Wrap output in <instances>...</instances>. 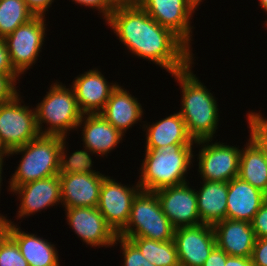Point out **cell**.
<instances>
[{
	"label": "cell",
	"mask_w": 267,
	"mask_h": 266,
	"mask_svg": "<svg viewBox=\"0 0 267 266\" xmlns=\"http://www.w3.org/2000/svg\"><path fill=\"white\" fill-rule=\"evenodd\" d=\"M0 266H29L16 241L9 234L0 242Z\"/></svg>",
	"instance_id": "f1b7e54d"
},
{
	"label": "cell",
	"mask_w": 267,
	"mask_h": 266,
	"mask_svg": "<svg viewBox=\"0 0 267 266\" xmlns=\"http://www.w3.org/2000/svg\"><path fill=\"white\" fill-rule=\"evenodd\" d=\"M45 16H35L5 38L10 62L21 76L38 60L45 42Z\"/></svg>",
	"instance_id": "ba28073f"
},
{
	"label": "cell",
	"mask_w": 267,
	"mask_h": 266,
	"mask_svg": "<svg viewBox=\"0 0 267 266\" xmlns=\"http://www.w3.org/2000/svg\"><path fill=\"white\" fill-rule=\"evenodd\" d=\"M8 234L16 241L29 266H60L57 248L47 239L29 234L9 220Z\"/></svg>",
	"instance_id": "7402d4cb"
},
{
	"label": "cell",
	"mask_w": 267,
	"mask_h": 266,
	"mask_svg": "<svg viewBox=\"0 0 267 266\" xmlns=\"http://www.w3.org/2000/svg\"><path fill=\"white\" fill-rule=\"evenodd\" d=\"M104 174H59L61 204L65 208L97 207Z\"/></svg>",
	"instance_id": "e0dca14e"
},
{
	"label": "cell",
	"mask_w": 267,
	"mask_h": 266,
	"mask_svg": "<svg viewBox=\"0 0 267 266\" xmlns=\"http://www.w3.org/2000/svg\"><path fill=\"white\" fill-rule=\"evenodd\" d=\"M19 77V74H0V103L10 101L19 94L16 89V81H19Z\"/></svg>",
	"instance_id": "1f68e13d"
},
{
	"label": "cell",
	"mask_w": 267,
	"mask_h": 266,
	"mask_svg": "<svg viewBox=\"0 0 267 266\" xmlns=\"http://www.w3.org/2000/svg\"><path fill=\"white\" fill-rule=\"evenodd\" d=\"M3 163H4V159H0V190H1V186H2V184H1V182H2V171H3ZM0 216H1V213H0Z\"/></svg>",
	"instance_id": "ee69618b"
},
{
	"label": "cell",
	"mask_w": 267,
	"mask_h": 266,
	"mask_svg": "<svg viewBox=\"0 0 267 266\" xmlns=\"http://www.w3.org/2000/svg\"><path fill=\"white\" fill-rule=\"evenodd\" d=\"M78 3L82 6H87L92 9H97L101 14L105 22L110 18L114 9L107 3V0H72V2Z\"/></svg>",
	"instance_id": "e575fe53"
},
{
	"label": "cell",
	"mask_w": 267,
	"mask_h": 266,
	"mask_svg": "<svg viewBox=\"0 0 267 266\" xmlns=\"http://www.w3.org/2000/svg\"><path fill=\"white\" fill-rule=\"evenodd\" d=\"M138 4L157 23L172 30L190 48L191 17L195 7L188 0H139Z\"/></svg>",
	"instance_id": "8fae6325"
},
{
	"label": "cell",
	"mask_w": 267,
	"mask_h": 266,
	"mask_svg": "<svg viewBox=\"0 0 267 266\" xmlns=\"http://www.w3.org/2000/svg\"><path fill=\"white\" fill-rule=\"evenodd\" d=\"M196 190L197 206L202 224L214 225L226 219L228 182L203 180Z\"/></svg>",
	"instance_id": "cb8c5ba5"
},
{
	"label": "cell",
	"mask_w": 267,
	"mask_h": 266,
	"mask_svg": "<svg viewBox=\"0 0 267 266\" xmlns=\"http://www.w3.org/2000/svg\"><path fill=\"white\" fill-rule=\"evenodd\" d=\"M68 225L91 247L114 246L118 236L107 224L97 207L65 208Z\"/></svg>",
	"instance_id": "5bb4252c"
},
{
	"label": "cell",
	"mask_w": 267,
	"mask_h": 266,
	"mask_svg": "<svg viewBox=\"0 0 267 266\" xmlns=\"http://www.w3.org/2000/svg\"><path fill=\"white\" fill-rule=\"evenodd\" d=\"M194 144H170L159 149H145L138 184L141 190L155 192L187 183L186 174L193 165Z\"/></svg>",
	"instance_id": "3957f363"
},
{
	"label": "cell",
	"mask_w": 267,
	"mask_h": 266,
	"mask_svg": "<svg viewBox=\"0 0 267 266\" xmlns=\"http://www.w3.org/2000/svg\"><path fill=\"white\" fill-rule=\"evenodd\" d=\"M117 85L108 82L100 70L95 68L78 75L70 87L74 91L81 112L96 114L104 109L112 90Z\"/></svg>",
	"instance_id": "2e32d148"
},
{
	"label": "cell",
	"mask_w": 267,
	"mask_h": 266,
	"mask_svg": "<svg viewBox=\"0 0 267 266\" xmlns=\"http://www.w3.org/2000/svg\"><path fill=\"white\" fill-rule=\"evenodd\" d=\"M84 147L98 156H107L122 141L123 135L100 113L83 114L77 128H82Z\"/></svg>",
	"instance_id": "d6986e66"
},
{
	"label": "cell",
	"mask_w": 267,
	"mask_h": 266,
	"mask_svg": "<svg viewBox=\"0 0 267 266\" xmlns=\"http://www.w3.org/2000/svg\"><path fill=\"white\" fill-rule=\"evenodd\" d=\"M174 242L180 266H202L216 246L213 225L175 228Z\"/></svg>",
	"instance_id": "7c38bea8"
},
{
	"label": "cell",
	"mask_w": 267,
	"mask_h": 266,
	"mask_svg": "<svg viewBox=\"0 0 267 266\" xmlns=\"http://www.w3.org/2000/svg\"><path fill=\"white\" fill-rule=\"evenodd\" d=\"M251 261L253 266H267V238H256Z\"/></svg>",
	"instance_id": "836d02e7"
},
{
	"label": "cell",
	"mask_w": 267,
	"mask_h": 266,
	"mask_svg": "<svg viewBox=\"0 0 267 266\" xmlns=\"http://www.w3.org/2000/svg\"><path fill=\"white\" fill-rule=\"evenodd\" d=\"M142 255L156 266H180L174 240L158 241L143 237H130Z\"/></svg>",
	"instance_id": "484cf974"
},
{
	"label": "cell",
	"mask_w": 267,
	"mask_h": 266,
	"mask_svg": "<svg viewBox=\"0 0 267 266\" xmlns=\"http://www.w3.org/2000/svg\"><path fill=\"white\" fill-rule=\"evenodd\" d=\"M251 225L256 238H267V199L255 214Z\"/></svg>",
	"instance_id": "d6a6232c"
},
{
	"label": "cell",
	"mask_w": 267,
	"mask_h": 266,
	"mask_svg": "<svg viewBox=\"0 0 267 266\" xmlns=\"http://www.w3.org/2000/svg\"><path fill=\"white\" fill-rule=\"evenodd\" d=\"M191 69L192 64L182 71L170 74L182 90V106L179 113L195 142L213 140L219 122L217 100Z\"/></svg>",
	"instance_id": "7a4b0ae2"
},
{
	"label": "cell",
	"mask_w": 267,
	"mask_h": 266,
	"mask_svg": "<svg viewBox=\"0 0 267 266\" xmlns=\"http://www.w3.org/2000/svg\"><path fill=\"white\" fill-rule=\"evenodd\" d=\"M225 266H253L251 257L227 256Z\"/></svg>",
	"instance_id": "f35d334b"
},
{
	"label": "cell",
	"mask_w": 267,
	"mask_h": 266,
	"mask_svg": "<svg viewBox=\"0 0 267 266\" xmlns=\"http://www.w3.org/2000/svg\"><path fill=\"white\" fill-rule=\"evenodd\" d=\"M120 244L122 249L124 265L122 266H156L155 264L150 263L138 249V247L128 238L122 236H117L115 239V244Z\"/></svg>",
	"instance_id": "f546056e"
},
{
	"label": "cell",
	"mask_w": 267,
	"mask_h": 266,
	"mask_svg": "<svg viewBox=\"0 0 267 266\" xmlns=\"http://www.w3.org/2000/svg\"><path fill=\"white\" fill-rule=\"evenodd\" d=\"M25 2L35 16H45L54 0H25Z\"/></svg>",
	"instance_id": "74e56055"
},
{
	"label": "cell",
	"mask_w": 267,
	"mask_h": 266,
	"mask_svg": "<svg viewBox=\"0 0 267 266\" xmlns=\"http://www.w3.org/2000/svg\"><path fill=\"white\" fill-rule=\"evenodd\" d=\"M139 0H107V3L113 8H122L137 5Z\"/></svg>",
	"instance_id": "ab89813d"
},
{
	"label": "cell",
	"mask_w": 267,
	"mask_h": 266,
	"mask_svg": "<svg viewBox=\"0 0 267 266\" xmlns=\"http://www.w3.org/2000/svg\"><path fill=\"white\" fill-rule=\"evenodd\" d=\"M35 108L36 123L40 135L66 137L70 130L77 129L83 113L79 109L74 91L60 82L51 84L50 89ZM48 126L42 127V124ZM43 128V129H42Z\"/></svg>",
	"instance_id": "5b68a950"
},
{
	"label": "cell",
	"mask_w": 267,
	"mask_h": 266,
	"mask_svg": "<svg viewBox=\"0 0 267 266\" xmlns=\"http://www.w3.org/2000/svg\"><path fill=\"white\" fill-rule=\"evenodd\" d=\"M227 256L228 254L216 245L202 266H225Z\"/></svg>",
	"instance_id": "8d00e7d4"
},
{
	"label": "cell",
	"mask_w": 267,
	"mask_h": 266,
	"mask_svg": "<svg viewBox=\"0 0 267 266\" xmlns=\"http://www.w3.org/2000/svg\"><path fill=\"white\" fill-rule=\"evenodd\" d=\"M244 146L241 149L238 177L267 195V166L263 148L251 138Z\"/></svg>",
	"instance_id": "d4e9b609"
},
{
	"label": "cell",
	"mask_w": 267,
	"mask_h": 266,
	"mask_svg": "<svg viewBox=\"0 0 267 266\" xmlns=\"http://www.w3.org/2000/svg\"><path fill=\"white\" fill-rule=\"evenodd\" d=\"M210 140L196 141L198 172L202 180L229 182L239 175L241 149Z\"/></svg>",
	"instance_id": "9c48e42d"
},
{
	"label": "cell",
	"mask_w": 267,
	"mask_h": 266,
	"mask_svg": "<svg viewBox=\"0 0 267 266\" xmlns=\"http://www.w3.org/2000/svg\"><path fill=\"white\" fill-rule=\"evenodd\" d=\"M259 6L261 7L262 10L267 14V0H259Z\"/></svg>",
	"instance_id": "7bdbcfd3"
},
{
	"label": "cell",
	"mask_w": 267,
	"mask_h": 266,
	"mask_svg": "<svg viewBox=\"0 0 267 266\" xmlns=\"http://www.w3.org/2000/svg\"><path fill=\"white\" fill-rule=\"evenodd\" d=\"M174 233L175 227L163 213L155 192L140 190L133 199L128 223L118 235L169 241Z\"/></svg>",
	"instance_id": "8992f818"
},
{
	"label": "cell",
	"mask_w": 267,
	"mask_h": 266,
	"mask_svg": "<svg viewBox=\"0 0 267 266\" xmlns=\"http://www.w3.org/2000/svg\"><path fill=\"white\" fill-rule=\"evenodd\" d=\"M163 213L175 228L200 225L196 190L184 183L155 191Z\"/></svg>",
	"instance_id": "4fadbf2b"
},
{
	"label": "cell",
	"mask_w": 267,
	"mask_h": 266,
	"mask_svg": "<svg viewBox=\"0 0 267 266\" xmlns=\"http://www.w3.org/2000/svg\"><path fill=\"white\" fill-rule=\"evenodd\" d=\"M11 192L18 194V199H20L17 219L28 217L61 203L59 174L19 185Z\"/></svg>",
	"instance_id": "9a60e30c"
},
{
	"label": "cell",
	"mask_w": 267,
	"mask_h": 266,
	"mask_svg": "<svg viewBox=\"0 0 267 266\" xmlns=\"http://www.w3.org/2000/svg\"><path fill=\"white\" fill-rule=\"evenodd\" d=\"M106 23L130 53L152 61L170 74L194 64L192 48L139 4L114 9Z\"/></svg>",
	"instance_id": "6da1fadb"
},
{
	"label": "cell",
	"mask_w": 267,
	"mask_h": 266,
	"mask_svg": "<svg viewBox=\"0 0 267 266\" xmlns=\"http://www.w3.org/2000/svg\"><path fill=\"white\" fill-rule=\"evenodd\" d=\"M213 228L216 245L229 256L251 257L256 236L250 222L226 218Z\"/></svg>",
	"instance_id": "ac0fdd59"
},
{
	"label": "cell",
	"mask_w": 267,
	"mask_h": 266,
	"mask_svg": "<svg viewBox=\"0 0 267 266\" xmlns=\"http://www.w3.org/2000/svg\"><path fill=\"white\" fill-rule=\"evenodd\" d=\"M61 136L39 135L36 139L8 153H21V161L9 181V190L32 181L59 174Z\"/></svg>",
	"instance_id": "277c9868"
},
{
	"label": "cell",
	"mask_w": 267,
	"mask_h": 266,
	"mask_svg": "<svg viewBox=\"0 0 267 266\" xmlns=\"http://www.w3.org/2000/svg\"><path fill=\"white\" fill-rule=\"evenodd\" d=\"M9 230V221L3 216H0V242L4 239V237L8 234Z\"/></svg>",
	"instance_id": "60d3db41"
},
{
	"label": "cell",
	"mask_w": 267,
	"mask_h": 266,
	"mask_svg": "<svg viewBox=\"0 0 267 266\" xmlns=\"http://www.w3.org/2000/svg\"><path fill=\"white\" fill-rule=\"evenodd\" d=\"M0 74H18L10 62L8 48L3 37H0Z\"/></svg>",
	"instance_id": "d590c367"
},
{
	"label": "cell",
	"mask_w": 267,
	"mask_h": 266,
	"mask_svg": "<svg viewBox=\"0 0 267 266\" xmlns=\"http://www.w3.org/2000/svg\"><path fill=\"white\" fill-rule=\"evenodd\" d=\"M21 98L17 94L12 100L0 103V140L8 152L40 135L35 108L31 110L29 106L21 105Z\"/></svg>",
	"instance_id": "52a82bcc"
},
{
	"label": "cell",
	"mask_w": 267,
	"mask_h": 266,
	"mask_svg": "<svg viewBox=\"0 0 267 266\" xmlns=\"http://www.w3.org/2000/svg\"><path fill=\"white\" fill-rule=\"evenodd\" d=\"M250 136L260 147L267 149V119L262 117L260 111L247 113Z\"/></svg>",
	"instance_id": "4dcf8cb0"
},
{
	"label": "cell",
	"mask_w": 267,
	"mask_h": 266,
	"mask_svg": "<svg viewBox=\"0 0 267 266\" xmlns=\"http://www.w3.org/2000/svg\"><path fill=\"white\" fill-rule=\"evenodd\" d=\"M263 156H264V161H265L266 166H267V149L266 148H263Z\"/></svg>",
	"instance_id": "bcb514c9"
},
{
	"label": "cell",
	"mask_w": 267,
	"mask_h": 266,
	"mask_svg": "<svg viewBox=\"0 0 267 266\" xmlns=\"http://www.w3.org/2000/svg\"><path fill=\"white\" fill-rule=\"evenodd\" d=\"M34 17L25 0H0V37L6 38Z\"/></svg>",
	"instance_id": "4316f807"
},
{
	"label": "cell",
	"mask_w": 267,
	"mask_h": 266,
	"mask_svg": "<svg viewBox=\"0 0 267 266\" xmlns=\"http://www.w3.org/2000/svg\"><path fill=\"white\" fill-rule=\"evenodd\" d=\"M148 125H143V131L146 130L145 149H159L170 144H195L179 112Z\"/></svg>",
	"instance_id": "603a6c76"
},
{
	"label": "cell",
	"mask_w": 267,
	"mask_h": 266,
	"mask_svg": "<svg viewBox=\"0 0 267 266\" xmlns=\"http://www.w3.org/2000/svg\"><path fill=\"white\" fill-rule=\"evenodd\" d=\"M188 1L195 7V9H197L200 3L202 2V0H188Z\"/></svg>",
	"instance_id": "f6af8a7d"
},
{
	"label": "cell",
	"mask_w": 267,
	"mask_h": 266,
	"mask_svg": "<svg viewBox=\"0 0 267 266\" xmlns=\"http://www.w3.org/2000/svg\"><path fill=\"white\" fill-rule=\"evenodd\" d=\"M267 195L240 177L228 182L226 218L252 222Z\"/></svg>",
	"instance_id": "ffe728a7"
},
{
	"label": "cell",
	"mask_w": 267,
	"mask_h": 266,
	"mask_svg": "<svg viewBox=\"0 0 267 266\" xmlns=\"http://www.w3.org/2000/svg\"><path fill=\"white\" fill-rule=\"evenodd\" d=\"M140 190L138 182L129 187L110 176L103 179L97 208L117 235L126 227L133 199Z\"/></svg>",
	"instance_id": "30bf717a"
},
{
	"label": "cell",
	"mask_w": 267,
	"mask_h": 266,
	"mask_svg": "<svg viewBox=\"0 0 267 266\" xmlns=\"http://www.w3.org/2000/svg\"><path fill=\"white\" fill-rule=\"evenodd\" d=\"M66 147V137L62 138L60 149V169L59 174H74V173H89V174H102L96 170H92V158L90 154H94L88 148L84 147L83 150H78L72 155L68 156ZM67 154V155H66Z\"/></svg>",
	"instance_id": "83f0119b"
},
{
	"label": "cell",
	"mask_w": 267,
	"mask_h": 266,
	"mask_svg": "<svg viewBox=\"0 0 267 266\" xmlns=\"http://www.w3.org/2000/svg\"><path fill=\"white\" fill-rule=\"evenodd\" d=\"M119 84L112 90L100 114L123 135L134 124L141 122L142 105Z\"/></svg>",
	"instance_id": "44dd1931"
},
{
	"label": "cell",
	"mask_w": 267,
	"mask_h": 266,
	"mask_svg": "<svg viewBox=\"0 0 267 266\" xmlns=\"http://www.w3.org/2000/svg\"><path fill=\"white\" fill-rule=\"evenodd\" d=\"M8 151L4 148V146L2 145L1 143V140H0V159H3L4 156H8Z\"/></svg>",
	"instance_id": "b9f144b4"
}]
</instances>
